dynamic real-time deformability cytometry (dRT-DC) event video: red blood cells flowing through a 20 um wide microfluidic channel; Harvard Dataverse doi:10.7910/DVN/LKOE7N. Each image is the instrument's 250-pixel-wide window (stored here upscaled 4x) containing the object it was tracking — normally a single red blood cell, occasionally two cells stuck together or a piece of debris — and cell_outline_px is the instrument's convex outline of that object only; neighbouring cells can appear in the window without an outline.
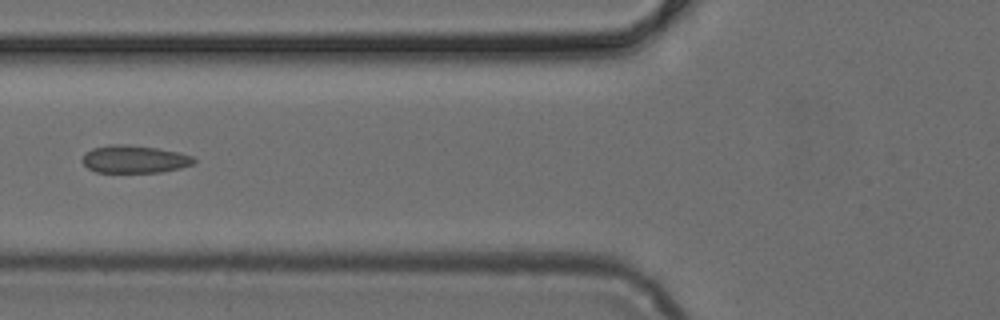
{"species": "common noctule bat (a hibernating species)", "species_latin": "Nyctalus noctula", "temperature_condition": "cold", "stored_images_in_passage": 6, "camera_frame_rate_fps": 3000, "um_per_image_px": 0.085, "animal": {"sex": "female", "body_mass_g": 24.6, "forearm_length_mm": 56.2}, "frame": {"image": 1, "passage_image": 5, "time_ms": 1.333, "image_size_px": [1000, 320], "cell_outline_px": [[196, 164], [180, 168], [160, 172], [96, 172], [88, 168], [80, 160], [84, 152], [92, 148], [108, 144], [128, 144], [156, 148], [180, 152], [192, 156], [196, 160]], "centroid_in_image_um": [11.41, 13.52], "position_along_channel_um": 114.4, "area_um2": 18.26}}
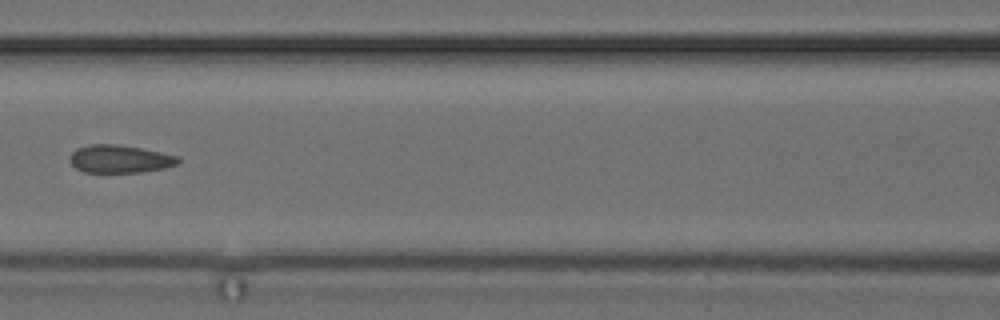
{"frame": {"image": 2, "passage_image": 6, "time_ms": 1.667, "image_size_px": [1000, 320], "cell_outline_px": [[180, 160], [176, 164], [164, 168], [140, 172], [84, 172], [76, 168], [68, 160], [68, 156], [76, 148], [88, 144], [116, 144], [140, 148], [160, 152], [176, 156]], "centroid_in_image_um": [10.11, 13.5], "position_along_channel_um": 156.5, "area_um2": 17.51}}